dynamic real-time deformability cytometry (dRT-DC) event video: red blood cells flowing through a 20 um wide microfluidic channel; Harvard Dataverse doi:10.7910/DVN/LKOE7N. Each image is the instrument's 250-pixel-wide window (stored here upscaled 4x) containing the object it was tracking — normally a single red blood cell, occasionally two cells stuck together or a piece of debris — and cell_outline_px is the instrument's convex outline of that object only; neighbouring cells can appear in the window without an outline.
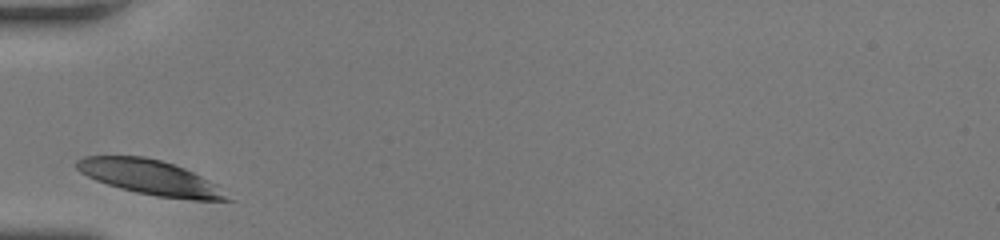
{"species": "human", "species_latin": "Homo sapiens", "temperature_condition": "room temperature", "stored_images_in_passage": 26, "camera_frame_rate_fps": 3000, "um_per_image_px": 0.085, "donor": {"sex": "female"}, "frame": {"image": 1, "passage_image": 1, "time_ms": 0.0, "image_size_px": [1000, 240], "cell_outline_px": [[236, 200], [192, 200], [156, 196], [136, 192], [120, 188], [96, 180], [80, 172], [76, 168], [76, 160], [84, 156], [144, 156], [160, 160], [184, 168], [216, 184]], "centroid_in_image_um": [12.79, 15.09], "position_along_channel_um": 72.2, "area_um2": 30.35}}
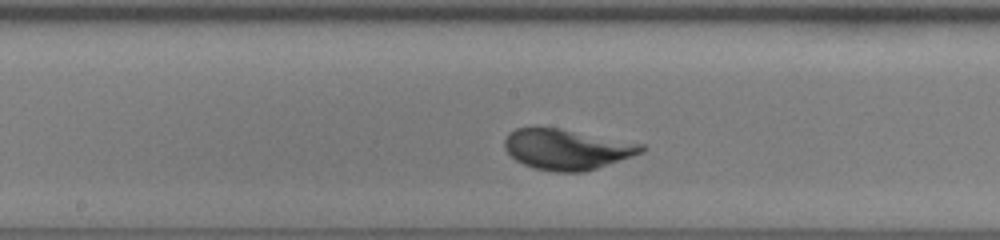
{"frame": {"image": 2, "passage_image": 11, "time_ms": 3.333, "image_size_px": [1000, 240], "cell_outline_px": [[644, 148], [640, 152], [596, 168], [584, 172], [552, 172], [536, 168], [524, 164], [516, 160], [504, 148], [504, 140], [508, 132], [516, 128], [536, 124], [560, 128], [644, 144]], "centroid_in_image_um": [48.07, 12.65], "position_along_channel_um": 200.1, "area_um2": 32.43}}
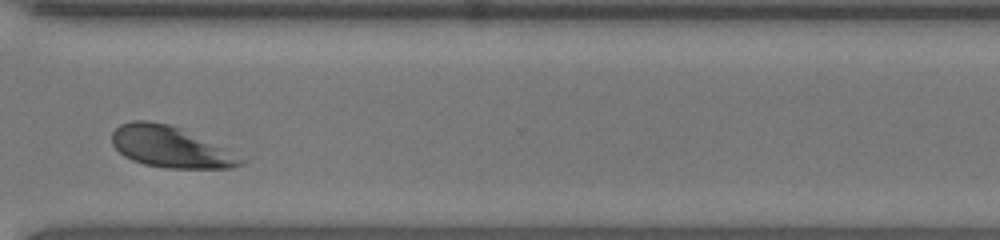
{"frame": {"image": 3, "passage_image": 23, "time_ms": 7.333, "image_size_px": [1000, 240], "cell_outline_px": [[248, 160], [244, 164], [232, 168], [168, 168], [144, 164], [132, 160], [124, 156], [112, 144], [112, 132], [120, 124], [132, 120], [148, 120], [168, 124], [184, 128]], "centroid_in_image_um": [14.5, 12.48], "position_along_channel_um": 356.1, "area_um2": 31.1}}